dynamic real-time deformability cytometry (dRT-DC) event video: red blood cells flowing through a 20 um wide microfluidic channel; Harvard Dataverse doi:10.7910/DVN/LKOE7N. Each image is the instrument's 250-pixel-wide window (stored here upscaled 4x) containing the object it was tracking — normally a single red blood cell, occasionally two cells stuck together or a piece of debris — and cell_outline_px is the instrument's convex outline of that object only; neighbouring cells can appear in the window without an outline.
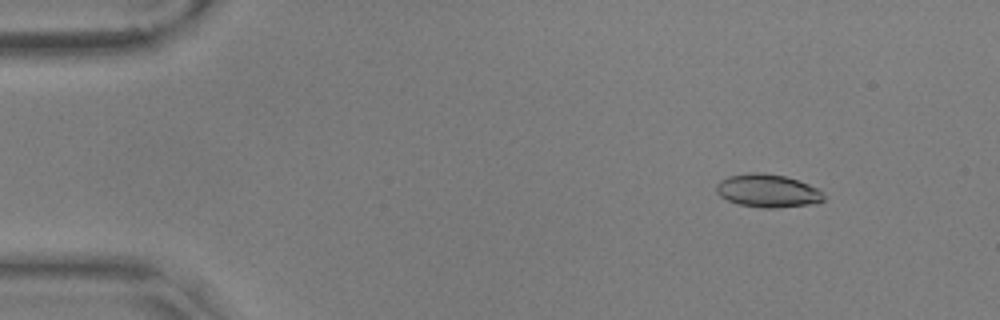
{"species": "common noctule bat (a hibernating species)", "species_latin": "Nyctalus noctula", "temperature_condition": "warm", "stored_images_in_passage": 56, "camera_frame_rate_fps": 3000, "um_per_image_px": 0.085, "animal": {"sex": "male", "body_mass_g": 17.9, "forearm_length_mm": 54.2}, "frame": {"image": 1, "passage_image": 7, "time_ms": 2.0, "image_size_px": [1000, 320], "cell_outline_px": [[824, 200], [816, 204], [776, 208], [760, 208], [736, 204], [720, 196], [716, 192], [716, 184], [720, 180], [728, 176], [748, 172], [764, 172], [784, 176], [808, 184], [824, 192]], "centroid_in_image_um": [65.24, 16.22], "position_along_channel_um": 19.8, "area_um2": 21.04}}
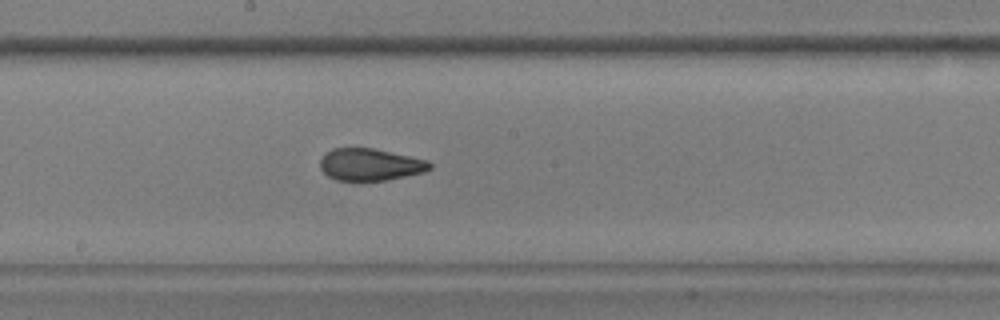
{"frame": {"image": 2, "passage_image": 31, "time_ms": 10.0, "image_size_px": [1000, 320], "cell_outline_px": [[432, 168], [424, 172], [388, 180], [336, 180], [328, 176], [320, 168], [320, 160], [324, 152], [332, 148], [372, 148], [428, 160], [432, 164]], "centroid_in_image_um": [31.45, 13.98], "position_along_channel_um": 216.7, "area_um2": 20.52}}
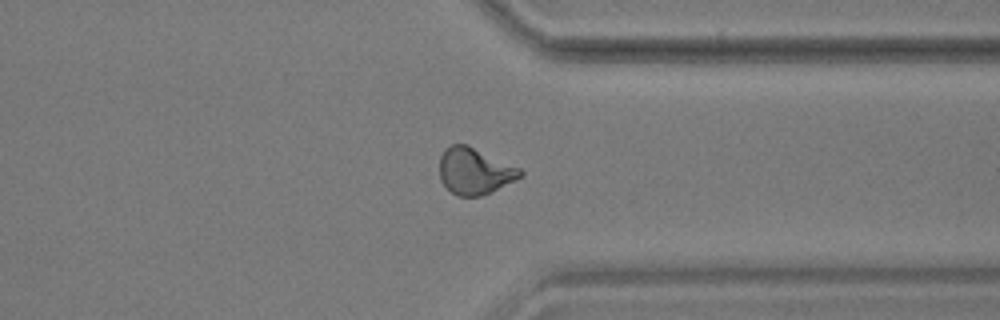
{"frame": {"image": 3, "passage_image": 44, "time_ms": 14.333, "image_size_px": [1000, 320], "cell_outline_px": [[524, 176], [492, 192], [480, 196], [456, 196], [440, 180], [440, 156], [452, 144], [468, 144], [520, 168], [524, 172]], "centroid_in_image_um": [40.38, 14.55], "position_along_channel_um": 371.0, "area_um2": 21.91}, "authors_computed_cell_mechanics": {"area_um2": 21.1259, "velocity_mm_per_s": 3.5914, "shape_relaxation_time_tau1_ms": 7.9129, "shape_relaxation_time_tau2_ms": 1.2216, "deformation_change_tau1": 0.2076, "deformation_change_tau2": 0.0753}}